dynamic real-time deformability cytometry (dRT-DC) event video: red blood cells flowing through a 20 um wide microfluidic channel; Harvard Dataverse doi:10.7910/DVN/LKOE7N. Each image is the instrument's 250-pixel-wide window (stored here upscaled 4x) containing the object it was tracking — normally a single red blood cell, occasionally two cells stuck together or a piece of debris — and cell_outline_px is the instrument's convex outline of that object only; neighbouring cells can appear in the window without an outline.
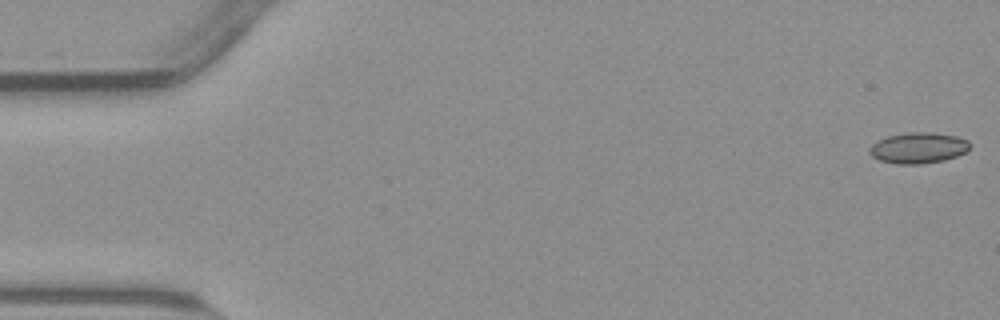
{"species": "common noctule bat (a hibernating species)", "species_latin": "Nyctalus noctula", "temperature_condition": "warm", "stored_images_in_passage": 54, "camera_frame_rate_fps": 3000, "um_per_image_px": 0.085, "animal": {"sex": "male", "body_mass_g": 23.1, "forearm_length_mm": 52.7}, "frame": {"image": 1, "passage_image": 1, "time_ms": 0.0, "image_size_px": [1000, 320], "cell_outline_px": [[972, 144], [964, 152], [956, 156], [944, 160], [920, 164], [896, 164], [880, 160], [872, 156], [868, 152], [868, 148], [876, 140], [888, 136], [908, 132], [932, 132], [956, 136], [968, 140]], "centroid_in_image_um": [78.03, 12.56], "position_along_channel_um": 7.0, "area_um2": 18.15}}
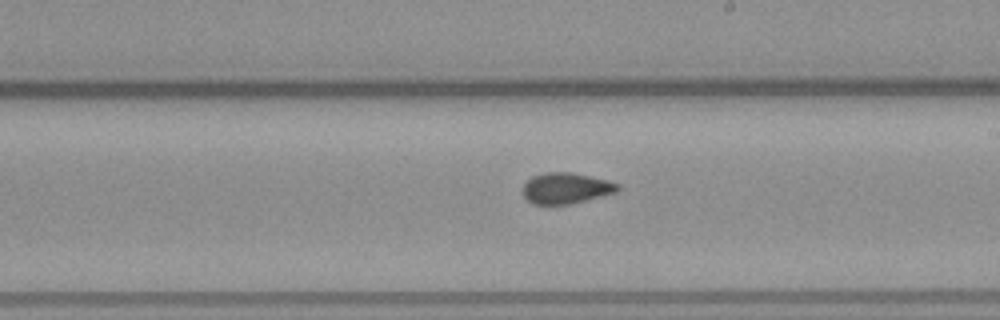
{"frame": {"image": 2, "passage_image": 31, "time_ms": 10.0, "image_size_px": [1000, 320], "cell_outline_px": [[620, 188], [616, 192], [572, 204], [532, 204], [520, 192], [524, 184], [532, 176], [544, 172], [572, 172], [608, 180], [620, 184]], "centroid_in_image_um": [48.09, 15.99], "position_along_channel_um": 240.9, "area_um2": 17.28}}
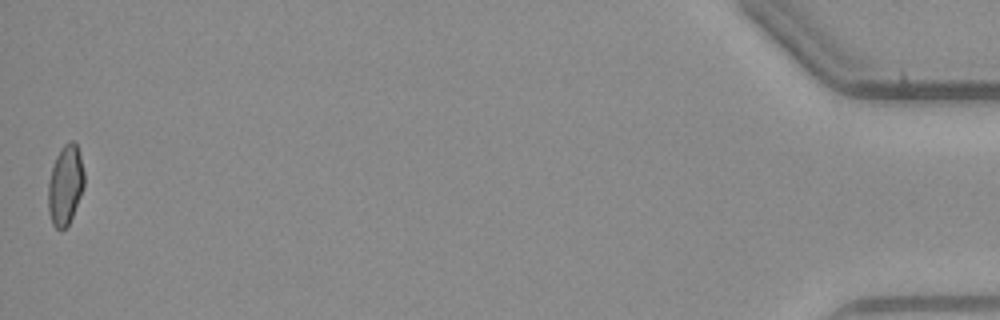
{"frame": {"image": 3, "passage_image": 54, "time_ms": 17.667, "image_size_px": [1000, 320], "cell_outline_px": [[84, 184], [80, 196], [72, 216], [68, 224], [60, 232], [52, 224], [48, 212], [48, 184], [52, 168], [56, 156], [60, 148], [64, 144], [72, 140], [76, 144], [80, 156], [84, 172]], "centroid_in_image_um": [5.53, 15.74], "position_along_channel_um": 429.7, "area_um2": 16.65}, "authors_computed_cell_mechanics": {"area_um2": 17.3978, "velocity_mm_per_s": 3.8292, "shape_relaxation_time_tau1_ms": null, "shape_relaxation_time_tau2_ms": 1.4651, "deformation_change_tau1": null, "deformation_change_tau2": 0.0552}}